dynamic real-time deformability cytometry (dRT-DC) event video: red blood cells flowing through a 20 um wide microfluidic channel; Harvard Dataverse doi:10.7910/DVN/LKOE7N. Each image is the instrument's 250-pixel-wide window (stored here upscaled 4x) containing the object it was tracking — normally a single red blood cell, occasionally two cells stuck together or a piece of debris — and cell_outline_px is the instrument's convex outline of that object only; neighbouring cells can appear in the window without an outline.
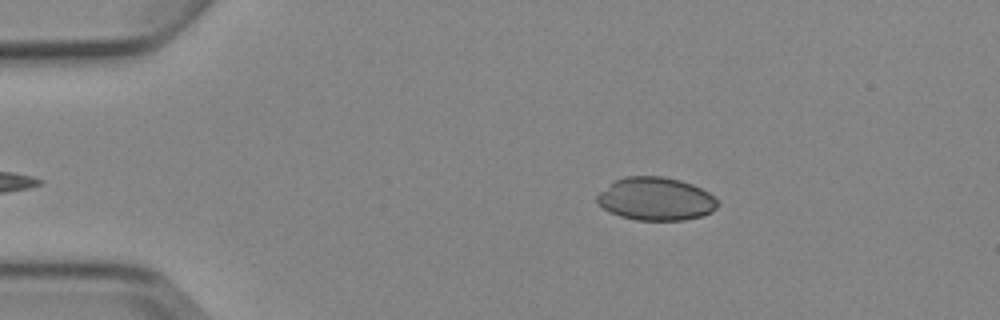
{"species": "Egyptian fruit bat (a non-hibernating species)", "species_latin": "Rousettus aegyptiacus", "temperature_condition": "cold", "stored_images_in_passage": 4, "camera_frame_rate_fps": 3000, "um_per_image_px": 0.085, "animal": {"sex": "female"}, "frame": {"image": 1, "passage_image": 1, "time_ms": 0.0, "image_size_px": [1000, 320], "cell_outline_px": [[720, 204], [712, 212], [700, 216], [684, 220], [636, 220], [620, 216], [608, 212], [596, 200], [596, 196], [600, 192], [616, 180], [624, 176], [664, 176], [680, 180], [692, 184], [708, 192]], "centroid_in_image_um": [55.75, 16.91], "position_along_channel_um": 29.3, "area_um2": 30.17}}
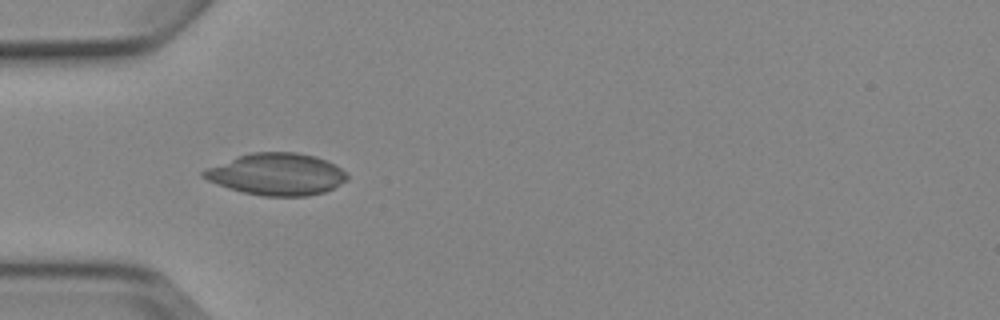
{"frame": {"image": 2, "passage_image": 3, "time_ms": 2.333, "image_size_px": [1000, 320], "cell_outline_px": [[348, 180], [324, 192], [308, 196], [264, 196], [244, 192], [228, 188], [216, 184], [200, 176], [200, 172], [208, 168], [236, 156], [252, 152], [296, 152], [316, 156], [340, 168], [348, 176]], "centroid_in_image_um": [23.49, 14.81], "position_along_channel_um": 61.5, "area_um2": 34.91}}
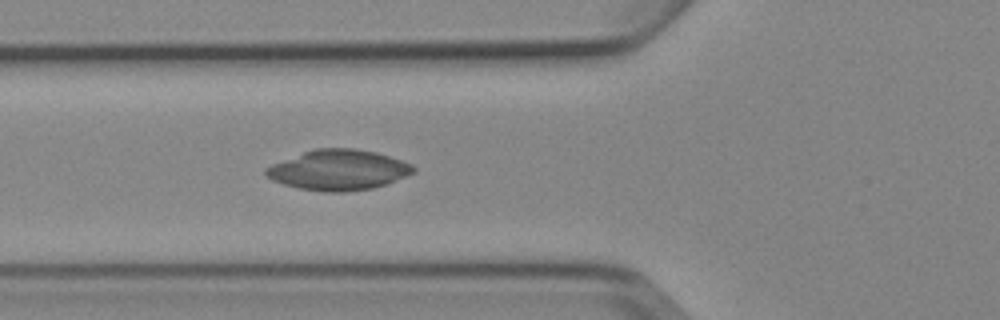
{"frame": {"image": 3, "passage_image": 4, "time_ms": 3.333, "image_size_px": [1000, 320], "cell_outline_px": [[416, 172], [384, 184], [372, 188], [344, 192], [324, 192], [300, 188], [284, 184], [272, 180], [264, 176], [264, 168], [272, 164], [304, 152], [316, 148], [356, 148], [376, 152], [412, 164], [416, 168]], "centroid_in_image_um": [28.75, 14.44], "position_along_channel_um": 97.1, "area_um2": 34.51}}